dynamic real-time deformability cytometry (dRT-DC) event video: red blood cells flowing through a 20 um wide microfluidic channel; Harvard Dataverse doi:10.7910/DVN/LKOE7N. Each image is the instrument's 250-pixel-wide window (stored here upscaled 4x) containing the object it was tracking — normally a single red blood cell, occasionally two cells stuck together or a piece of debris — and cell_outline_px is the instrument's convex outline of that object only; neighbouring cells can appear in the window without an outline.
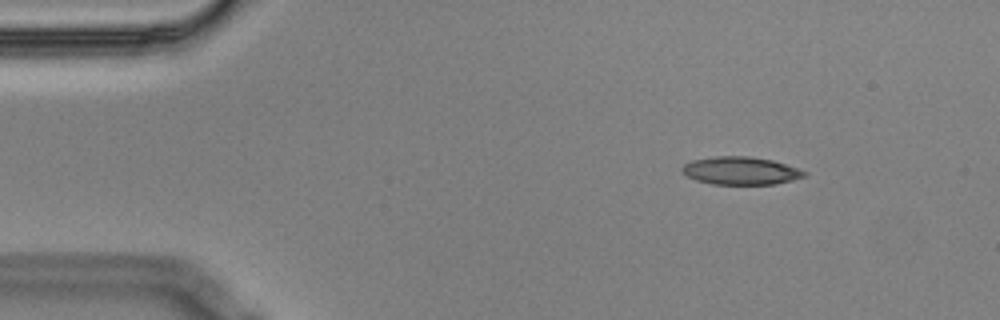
{"species": "Egyptian fruit bat (a non-hibernating species)", "species_latin": "Rousettus aegyptiacus", "temperature_condition": "cold", "stored_images_in_passage": 13, "camera_frame_rate_fps": 3000, "um_per_image_px": 0.085, "animal": {"sex": "male"}, "frame": {"image": 1, "passage_image": 1, "time_ms": 0.0, "image_size_px": [1000, 320], "cell_outline_px": [[808, 172], [804, 176], [792, 180], [776, 184], [712, 184], [696, 180], [680, 172], [680, 168], [684, 164], [692, 160], [716, 156], [748, 156], [772, 160]], "centroid_in_image_um": [62.91, 14.51], "position_along_channel_um": 22.1, "area_um2": 19.77}}
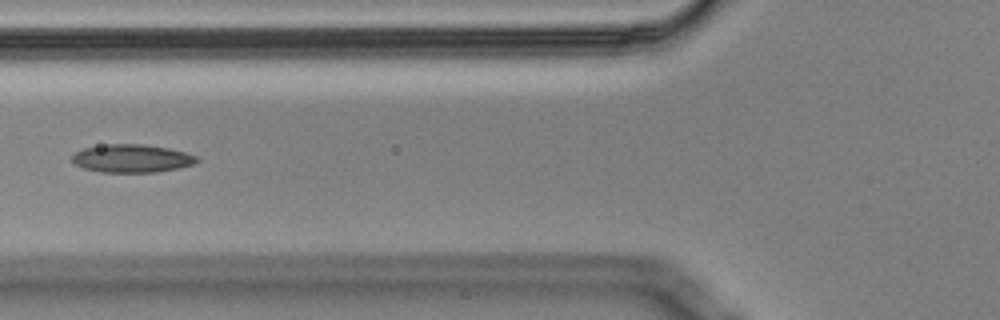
{"frame": {"image": 2, "passage_image": 4, "time_ms": 1.0, "image_size_px": [1000, 320], "cell_outline_px": [[200, 160], [192, 164], [176, 168], [156, 172], [100, 172], [84, 168], [76, 164], [72, 160], [72, 156], [76, 152], [84, 148], [108, 144], [144, 144], [168, 148], [184, 152], [196, 156]], "centroid_in_image_um": [11.2, 13.46], "position_along_channel_um": 114.6, "area_um2": 20.17}}
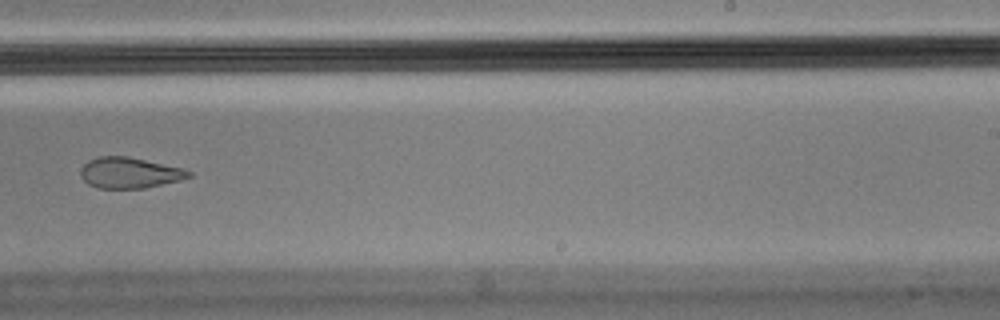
{"frame": {"image": 3, "passage_image": 8, "time_ms": 2.333, "image_size_px": [1000, 320], "cell_outline_px": [[192, 176], [180, 180], [144, 188], [96, 188], [88, 184], [80, 176], [80, 168], [88, 160], [96, 156], [128, 156], [184, 168], [192, 172]], "centroid_in_image_um": [10.99, 14.68], "position_along_channel_um": 278.0, "area_um2": 19.59}}